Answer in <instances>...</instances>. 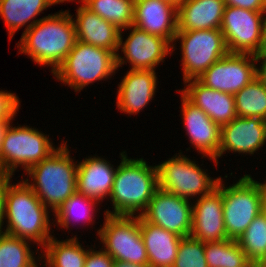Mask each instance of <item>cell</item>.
Here are the masks:
<instances>
[{
	"mask_svg": "<svg viewBox=\"0 0 266 267\" xmlns=\"http://www.w3.org/2000/svg\"><path fill=\"white\" fill-rule=\"evenodd\" d=\"M28 126H8L0 150V172L12 176L19 165L27 171L56 149L49 138Z\"/></svg>",
	"mask_w": 266,
	"mask_h": 267,
	"instance_id": "obj_6",
	"label": "cell"
},
{
	"mask_svg": "<svg viewBox=\"0 0 266 267\" xmlns=\"http://www.w3.org/2000/svg\"><path fill=\"white\" fill-rule=\"evenodd\" d=\"M223 218L229 239L237 240L263 209V193L258 181L244 175L236 184L224 187Z\"/></svg>",
	"mask_w": 266,
	"mask_h": 267,
	"instance_id": "obj_7",
	"label": "cell"
},
{
	"mask_svg": "<svg viewBox=\"0 0 266 267\" xmlns=\"http://www.w3.org/2000/svg\"><path fill=\"white\" fill-rule=\"evenodd\" d=\"M154 70H131L119 85L117 107L126 114H137L152 100L156 92Z\"/></svg>",
	"mask_w": 266,
	"mask_h": 267,
	"instance_id": "obj_21",
	"label": "cell"
},
{
	"mask_svg": "<svg viewBox=\"0 0 266 267\" xmlns=\"http://www.w3.org/2000/svg\"><path fill=\"white\" fill-rule=\"evenodd\" d=\"M255 62H258L255 55L228 53L197 80L208 88L235 95L258 76Z\"/></svg>",
	"mask_w": 266,
	"mask_h": 267,
	"instance_id": "obj_12",
	"label": "cell"
},
{
	"mask_svg": "<svg viewBox=\"0 0 266 267\" xmlns=\"http://www.w3.org/2000/svg\"><path fill=\"white\" fill-rule=\"evenodd\" d=\"M145 221L158 225L180 237L190 236L192 203L158 188L146 210L140 215Z\"/></svg>",
	"mask_w": 266,
	"mask_h": 267,
	"instance_id": "obj_13",
	"label": "cell"
},
{
	"mask_svg": "<svg viewBox=\"0 0 266 267\" xmlns=\"http://www.w3.org/2000/svg\"><path fill=\"white\" fill-rule=\"evenodd\" d=\"M187 88L181 93L194 105L204 111L213 122L222 126L237 117L234 95L223 93L201 84L197 79H191Z\"/></svg>",
	"mask_w": 266,
	"mask_h": 267,
	"instance_id": "obj_20",
	"label": "cell"
},
{
	"mask_svg": "<svg viewBox=\"0 0 266 267\" xmlns=\"http://www.w3.org/2000/svg\"><path fill=\"white\" fill-rule=\"evenodd\" d=\"M253 267H266V264H253Z\"/></svg>",
	"mask_w": 266,
	"mask_h": 267,
	"instance_id": "obj_45",
	"label": "cell"
},
{
	"mask_svg": "<svg viewBox=\"0 0 266 267\" xmlns=\"http://www.w3.org/2000/svg\"><path fill=\"white\" fill-rule=\"evenodd\" d=\"M257 60H262L260 69L258 68V76L263 80L266 85V54H259L256 56Z\"/></svg>",
	"mask_w": 266,
	"mask_h": 267,
	"instance_id": "obj_38",
	"label": "cell"
},
{
	"mask_svg": "<svg viewBox=\"0 0 266 267\" xmlns=\"http://www.w3.org/2000/svg\"><path fill=\"white\" fill-rule=\"evenodd\" d=\"M105 215V223L97 232L104 250L118 261L148 264V256L141 236L139 215Z\"/></svg>",
	"mask_w": 266,
	"mask_h": 267,
	"instance_id": "obj_9",
	"label": "cell"
},
{
	"mask_svg": "<svg viewBox=\"0 0 266 267\" xmlns=\"http://www.w3.org/2000/svg\"><path fill=\"white\" fill-rule=\"evenodd\" d=\"M77 165V193L97 202L110 196L117 168L100 157L86 158Z\"/></svg>",
	"mask_w": 266,
	"mask_h": 267,
	"instance_id": "obj_22",
	"label": "cell"
},
{
	"mask_svg": "<svg viewBox=\"0 0 266 267\" xmlns=\"http://www.w3.org/2000/svg\"><path fill=\"white\" fill-rule=\"evenodd\" d=\"M11 121H5V120H0V150L2 146V141L5 135V132L9 126Z\"/></svg>",
	"mask_w": 266,
	"mask_h": 267,
	"instance_id": "obj_40",
	"label": "cell"
},
{
	"mask_svg": "<svg viewBox=\"0 0 266 267\" xmlns=\"http://www.w3.org/2000/svg\"><path fill=\"white\" fill-rule=\"evenodd\" d=\"M67 143L27 170L33 184L24 180L39 200L54 213L77 192V167L70 158ZM35 181V182H34Z\"/></svg>",
	"mask_w": 266,
	"mask_h": 267,
	"instance_id": "obj_4",
	"label": "cell"
},
{
	"mask_svg": "<svg viewBox=\"0 0 266 267\" xmlns=\"http://www.w3.org/2000/svg\"><path fill=\"white\" fill-rule=\"evenodd\" d=\"M237 117H258L266 121V85L257 76L234 95Z\"/></svg>",
	"mask_w": 266,
	"mask_h": 267,
	"instance_id": "obj_29",
	"label": "cell"
},
{
	"mask_svg": "<svg viewBox=\"0 0 266 267\" xmlns=\"http://www.w3.org/2000/svg\"><path fill=\"white\" fill-rule=\"evenodd\" d=\"M76 12L77 17L74 20V24L77 40L115 53L117 55V68L126 63L124 58L117 53L120 49L121 30L99 15L91 12L85 6L81 5Z\"/></svg>",
	"mask_w": 266,
	"mask_h": 267,
	"instance_id": "obj_19",
	"label": "cell"
},
{
	"mask_svg": "<svg viewBox=\"0 0 266 267\" xmlns=\"http://www.w3.org/2000/svg\"><path fill=\"white\" fill-rule=\"evenodd\" d=\"M261 213L265 216V219H266V207L265 206H263V209H262Z\"/></svg>",
	"mask_w": 266,
	"mask_h": 267,
	"instance_id": "obj_46",
	"label": "cell"
},
{
	"mask_svg": "<svg viewBox=\"0 0 266 267\" xmlns=\"http://www.w3.org/2000/svg\"><path fill=\"white\" fill-rule=\"evenodd\" d=\"M164 1L170 2V3H172V4L176 5V6H178L179 3H180L182 0H164Z\"/></svg>",
	"mask_w": 266,
	"mask_h": 267,
	"instance_id": "obj_43",
	"label": "cell"
},
{
	"mask_svg": "<svg viewBox=\"0 0 266 267\" xmlns=\"http://www.w3.org/2000/svg\"><path fill=\"white\" fill-rule=\"evenodd\" d=\"M208 267H253L235 239L204 243Z\"/></svg>",
	"mask_w": 266,
	"mask_h": 267,
	"instance_id": "obj_28",
	"label": "cell"
},
{
	"mask_svg": "<svg viewBox=\"0 0 266 267\" xmlns=\"http://www.w3.org/2000/svg\"><path fill=\"white\" fill-rule=\"evenodd\" d=\"M82 6L116 26L126 30L133 25L135 0H81Z\"/></svg>",
	"mask_w": 266,
	"mask_h": 267,
	"instance_id": "obj_27",
	"label": "cell"
},
{
	"mask_svg": "<svg viewBox=\"0 0 266 267\" xmlns=\"http://www.w3.org/2000/svg\"><path fill=\"white\" fill-rule=\"evenodd\" d=\"M133 25L173 44L177 33V6L164 0H135Z\"/></svg>",
	"mask_w": 266,
	"mask_h": 267,
	"instance_id": "obj_18",
	"label": "cell"
},
{
	"mask_svg": "<svg viewBox=\"0 0 266 267\" xmlns=\"http://www.w3.org/2000/svg\"><path fill=\"white\" fill-rule=\"evenodd\" d=\"M265 13H266V0H264V14ZM264 16H266V14Z\"/></svg>",
	"mask_w": 266,
	"mask_h": 267,
	"instance_id": "obj_47",
	"label": "cell"
},
{
	"mask_svg": "<svg viewBox=\"0 0 266 267\" xmlns=\"http://www.w3.org/2000/svg\"><path fill=\"white\" fill-rule=\"evenodd\" d=\"M263 13L264 11L225 6L220 30L229 53L260 54L266 23Z\"/></svg>",
	"mask_w": 266,
	"mask_h": 267,
	"instance_id": "obj_10",
	"label": "cell"
},
{
	"mask_svg": "<svg viewBox=\"0 0 266 267\" xmlns=\"http://www.w3.org/2000/svg\"><path fill=\"white\" fill-rule=\"evenodd\" d=\"M4 217L8 219L4 233L27 242H37L36 244L42 247L52 238L48 208L24 180L16 185L8 183Z\"/></svg>",
	"mask_w": 266,
	"mask_h": 267,
	"instance_id": "obj_3",
	"label": "cell"
},
{
	"mask_svg": "<svg viewBox=\"0 0 266 267\" xmlns=\"http://www.w3.org/2000/svg\"><path fill=\"white\" fill-rule=\"evenodd\" d=\"M129 28H132V31L125 42L122 39V31L120 32L119 47H121L125 59L128 60L127 62L131 63V70L155 71V66L164 61V57L173 51L174 45L166 39L149 34L134 25Z\"/></svg>",
	"mask_w": 266,
	"mask_h": 267,
	"instance_id": "obj_15",
	"label": "cell"
},
{
	"mask_svg": "<svg viewBox=\"0 0 266 267\" xmlns=\"http://www.w3.org/2000/svg\"><path fill=\"white\" fill-rule=\"evenodd\" d=\"M96 202L94 199L85 197L79 193L73 194L68 198L65 203L55 212V217L57 218V223L62 228H69L71 218L81 219L85 221L92 222L93 220V208L96 207ZM81 208V209H80ZM83 208V209H82ZM82 210V211H80ZM92 212V213H91ZM76 215V216H75ZM74 216V217H73ZM78 219V220H79Z\"/></svg>",
	"mask_w": 266,
	"mask_h": 267,
	"instance_id": "obj_32",
	"label": "cell"
},
{
	"mask_svg": "<svg viewBox=\"0 0 266 267\" xmlns=\"http://www.w3.org/2000/svg\"><path fill=\"white\" fill-rule=\"evenodd\" d=\"M51 5L52 0H0V16L7 25L10 39L19 28Z\"/></svg>",
	"mask_w": 266,
	"mask_h": 267,
	"instance_id": "obj_25",
	"label": "cell"
},
{
	"mask_svg": "<svg viewBox=\"0 0 266 267\" xmlns=\"http://www.w3.org/2000/svg\"><path fill=\"white\" fill-rule=\"evenodd\" d=\"M19 99L14 93L0 91V120L11 121L19 109Z\"/></svg>",
	"mask_w": 266,
	"mask_h": 267,
	"instance_id": "obj_34",
	"label": "cell"
},
{
	"mask_svg": "<svg viewBox=\"0 0 266 267\" xmlns=\"http://www.w3.org/2000/svg\"><path fill=\"white\" fill-rule=\"evenodd\" d=\"M224 0H182L177 6V30L220 29Z\"/></svg>",
	"mask_w": 266,
	"mask_h": 267,
	"instance_id": "obj_23",
	"label": "cell"
},
{
	"mask_svg": "<svg viewBox=\"0 0 266 267\" xmlns=\"http://www.w3.org/2000/svg\"><path fill=\"white\" fill-rule=\"evenodd\" d=\"M192 206V230L190 236L203 243L229 239L223 218L222 179L211 193L198 197Z\"/></svg>",
	"mask_w": 266,
	"mask_h": 267,
	"instance_id": "obj_14",
	"label": "cell"
},
{
	"mask_svg": "<svg viewBox=\"0 0 266 267\" xmlns=\"http://www.w3.org/2000/svg\"><path fill=\"white\" fill-rule=\"evenodd\" d=\"M76 41L74 19L69 11H62L33 20L26 26L18 47L21 53H27L39 65H51L54 73Z\"/></svg>",
	"mask_w": 266,
	"mask_h": 267,
	"instance_id": "obj_1",
	"label": "cell"
},
{
	"mask_svg": "<svg viewBox=\"0 0 266 267\" xmlns=\"http://www.w3.org/2000/svg\"><path fill=\"white\" fill-rule=\"evenodd\" d=\"M11 176L2 174L0 176V233H2L3 228V219H4V204H5V195L10 181ZM2 229V230H1Z\"/></svg>",
	"mask_w": 266,
	"mask_h": 267,
	"instance_id": "obj_37",
	"label": "cell"
},
{
	"mask_svg": "<svg viewBox=\"0 0 266 267\" xmlns=\"http://www.w3.org/2000/svg\"><path fill=\"white\" fill-rule=\"evenodd\" d=\"M124 153L120 154L122 161L109 196L114 210H107L105 214L134 216L140 210L141 215L159 188L157 167L148 166L143 158L128 159Z\"/></svg>",
	"mask_w": 266,
	"mask_h": 267,
	"instance_id": "obj_2",
	"label": "cell"
},
{
	"mask_svg": "<svg viewBox=\"0 0 266 267\" xmlns=\"http://www.w3.org/2000/svg\"><path fill=\"white\" fill-rule=\"evenodd\" d=\"M172 267H208L204 243L192 236L182 237Z\"/></svg>",
	"mask_w": 266,
	"mask_h": 267,
	"instance_id": "obj_33",
	"label": "cell"
},
{
	"mask_svg": "<svg viewBox=\"0 0 266 267\" xmlns=\"http://www.w3.org/2000/svg\"><path fill=\"white\" fill-rule=\"evenodd\" d=\"M266 141V121L258 117H236L221 126L219 157L227 150L253 154Z\"/></svg>",
	"mask_w": 266,
	"mask_h": 267,
	"instance_id": "obj_17",
	"label": "cell"
},
{
	"mask_svg": "<svg viewBox=\"0 0 266 267\" xmlns=\"http://www.w3.org/2000/svg\"><path fill=\"white\" fill-rule=\"evenodd\" d=\"M53 4H58V3H62L64 1H74V0H52Z\"/></svg>",
	"mask_w": 266,
	"mask_h": 267,
	"instance_id": "obj_44",
	"label": "cell"
},
{
	"mask_svg": "<svg viewBox=\"0 0 266 267\" xmlns=\"http://www.w3.org/2000/svg\"><path fill=\"white\" fill-rule=\"evenodd\" d=\"M226 6L264 11V0H224Z\"/></svg>",
	"mask_w": 266,
	"mask_h": 267,
	"instance_id": "obj_36",
	"label": "cell"
},
{
	"mask_svg": "<svg viewBox=\"0 0 266 267\" xmlns=\"http://www.w3.org/2000/svg\"><path fill=\"white\" fill-rule=\"evenodd\" d=\"M113 267H150L149 264H132L126 261L114 260Z\"/></svg>",
	"mask_w": 266,
	"mask_h": 267,
	"instance_id": "obj_39",
	"label": "cell"
},
{
	"mask_svg": "<svg viewBox=\"0 0 266 267\" xmlns=\"http://www.w3.org/2000/svg\"><path fill=\"white\" fill-rule=\"evenodd\" d=\"M262 193H263V206L266 207V182L265 183H259Z\"/></svg>",
	"mask_w": 266,
	"mask_h": 267,
	"instance_id": "obj_41",
	"label": "cell"
},
{
	"mask_svg": "<svg viewBox=\"0 0 266 267\" xmlns=\"http://www.w3.org/2000/svg\"><path fill=\"white\" fill-rule=\"evenodd\" d=\"M251 264H266V219L260 213L236 240Z\"/></svg>",
	"mask_w": 266,
	"mask_h": 267,
	"instance_id": "obj_30",
	"label": "cell"
},
{
	"mask_svg": "<svg viewBox=\"0 0 266 267\" xmlns=\"http://www.w3.org/2000/svg\"><path fill=\"white\" fill-rule=\"evenodd\" d=\"M117 70V55L110 50L76 41L64 62L53 75L75 92Z\"/></svg>",
	"mask_w": 266,
	"mask_h": 267,
	"instance_id": "obj_5",
	"label": "cell"
},
{
	"mask_svg": "<svg viewBox=\"0 0 266 267\" xmlns=\"http://www.w3.org/2000/svg\"><path fill=\"white\" fill-rule=\"evenodd\" d=\"M181 99L183 122L190 143L203 154V157L207 155L218 164L221 126L213 122L204 111L190 102L183 94H181Z\"/></svg>",
	"mask_w": 266,
	"mask_h": 267,
	"instance_id": "obj_16",
	"label": "cell"
},
{
	"mask_svg": "<svg viewBox=\"0 0 266 267\" xmlns=\"http://www.w3.org/2000/svg\"><path fill=\"white\" fill-rule=\"evenodd\" d=\"M260 54H266V23H265V31H264V42H263V47H262Z\"/></svg>",
	"mask_w": 266,
	"mask_h": 267,
	"instance_id": "obj_42",
	"label": "cell"
},
{
	"mask_svg": "<svg viewBox=\"0 0 266 267\" xmlns=\"http://www.w3.org/2000/svg\"><path fill=\"white\" fill-rule=\"evenodd\" d=\"M45 266L49 267H84L87 251L79 244L76 237L57 241L52 237L44 246Z\"/></svg>",
	"mask_w": 266,
	"mask_h": 267,
	"instance_id": "obj_26",
	"label": "cell"
},
{
	"mask_svg": "<svg viewBox=\"0 0 266 267\" xmlns=\"http://www.w3.org/2000/svg\"><path fill=\"white\" fill-rule=\"evenodd\" d=\"M141 236L145 244L150 267H172L182 237L145 221L140 215Z\"/></svg>",
	"mask_w": 266,
	"mask_h": 267,
	"instance_id": "obj_24",
	"label": "cell"
},
{
	"mask_svg": "<svg viewBox=\"0 0 266 267\" xmlns=\"http://www.w3.org/2000/svg\"><path fill=\"white\" fill-rule=\"evenodd\" d=\"M31 252L25 239L0 233V267H36Z\"/></svg>",
	"mask_w": 266,
	"mask_h": 267,
	"instance_id": "obj_31",
	"label": "cell"
},
{
	"mask_svg": "<svg viewBox=\"0 0 266 267\" xmlns=\"http://www.w3.org/2000/svg\"><path fill=\"white\" fill-rule=\"evenodd\" d=\"M181 40L183 81L197 79L213 63L229 53L220 29L177 30Z\"/></svg>",
	"mask_w": 266,
	"mask_h": 267,
	"instance_id": "obj_8",
	"label": "cell"
},
{
	"mask_svg": "<svg viewBox=\"0 0 266 267\" xmlns=\"http://www.w3.org/2000/svg\"><path fill=\"white\" fill-rule=\"evenodd\" d=\"M114 259L105 251L87 250L84 267H113Z\"/></svg>",
	"mask_w": 266,
	"mask_h": 267,
	"instance_id": "obj_35",
	"label": "cell"
},
{
	"mask_svg": "<svg viewBox=\"0 0 266 267\" xmlns=\"http://www.w3.org/2000/svg\"><path fill=\"white\" fill-rule=\"evenodd\" d=\"M156 167L158 187L186 200L197 194L201 197L211 193L220 180L211 179L194 161L183 155H175Z\"/></svg>",
	"mask_w": 266,
	"mask_h": 267,
	"instance_id": "obj_11",
	"label": "cell"
}]
</instances>
